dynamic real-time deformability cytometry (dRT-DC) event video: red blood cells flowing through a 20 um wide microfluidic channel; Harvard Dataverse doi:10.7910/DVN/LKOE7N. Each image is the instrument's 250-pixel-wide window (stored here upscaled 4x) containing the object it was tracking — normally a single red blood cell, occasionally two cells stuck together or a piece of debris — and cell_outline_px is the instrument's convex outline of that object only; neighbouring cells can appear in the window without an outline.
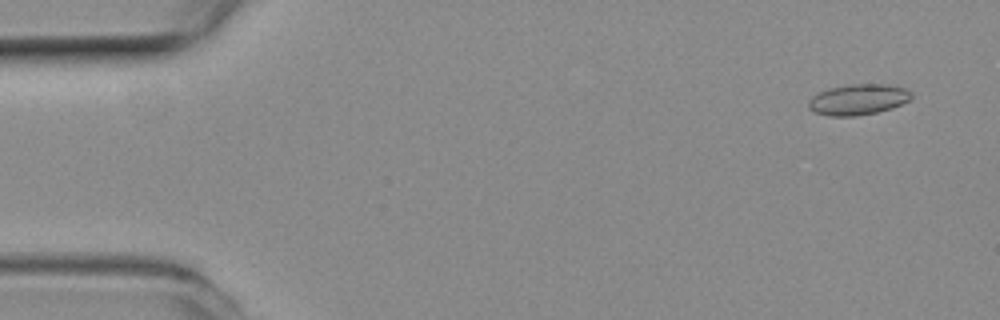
{"species": "common noctule bat (a hibernating species)", "species_latin": "Nyctalus noctula", "temperature_condition": "room temperature", "stored_images_in_passage": 53, "camera_frame_rate_fps": 3000, "um_per_image_px": 0.085, "animal": {"sex": "female", "body_mass_g": 19.3, "forearm_length_mm": 54.1}, "frame": {"image": 1, "passage_image": 3, "time_ms": 0.667, "image_size_px": [1000, 320], "cell_outline_px": [[912, 96], [908, 100], [892, 108], [876, 112], [856, 116], [828, 116], [816, 112], [808, 108], [808, 100], [812, 96], [828, 88], [848, 84], [884, 84], [904, 88], [912, 92]], "centroid_in_image_um": [72.91, 8.45], "position_along_channel_um": 12.1, "area_um2": 18.38}}
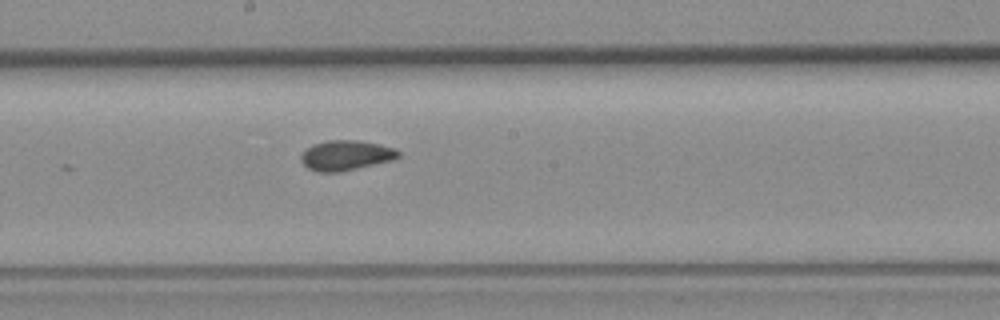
{"frame": {"image": 2, "passage_image": 28, "time_ms": 9.0, "image_size_px": [1000, 320], "cell_outline_px": [[400, 156], [392, 160], [340, 172], [316, 172], [308, 168], [300, 160], [300, 156], [312, 144], [328, 140], [356, 140], [380, 144], [396, 148], [400, 152]], "centroid_in_image_um": [29.41, 13.2], "position_along_channel_um": 218.8, "area_um2": 17.05}}
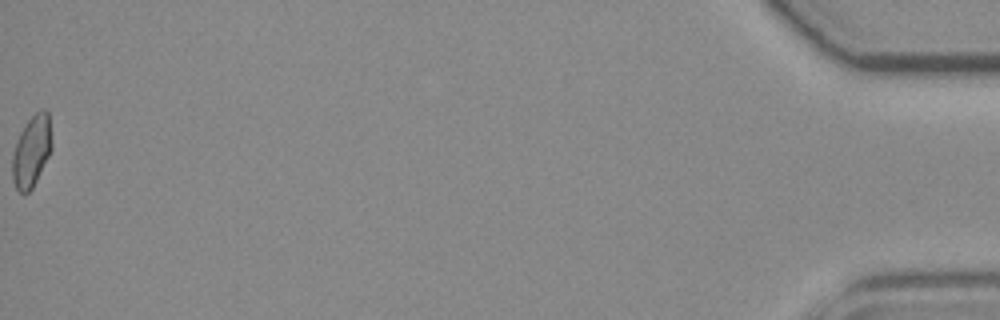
{"frame": {"image": 3, "passage_image": 53, "time_ms": 17.333, "image_size_px": [1000, 320], "cell_outline_px": [[52, 148], [32, 188], [24, 196], [16, 188], [12, 180], [12, 152], [20, 132], [28, 120], [36, 112], [44, 108], [48, 112], [52, 140]], "centroid_in_image_um": [2.67, 12.85], "position_along_channel_um": 432.5, "area_um2": 16.42}, "authors_computed_cell_mechanics": {"area_um2": 16.762, "velocity_mm_per_s": 3.8829, "shape_relaxation_time_tau1_ms": null, "shape_relaxation_time_tau2_ms": 1.9389, "deformation_change_tau1": null, "deformation_change_tau2": 0.0672}}